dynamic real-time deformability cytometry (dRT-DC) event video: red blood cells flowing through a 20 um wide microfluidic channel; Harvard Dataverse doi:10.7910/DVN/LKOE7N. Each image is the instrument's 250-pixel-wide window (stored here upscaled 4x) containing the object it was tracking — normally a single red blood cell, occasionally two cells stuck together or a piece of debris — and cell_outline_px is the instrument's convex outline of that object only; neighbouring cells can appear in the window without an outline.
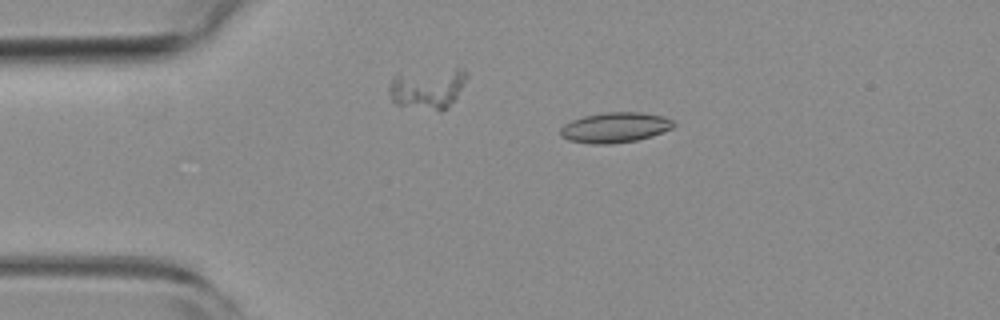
{"species": "common noctule bat (a hibernating species)", "species_latin": "Nyctalus noctula", "temperature_condition": "room temperature", "stored_images_in_passage": 55, "camera_frame_rate_fps": 3000, "um_per_image_px": 0.085, "animal": {"sex": "female", "body_mass_g": 19.3, "forearm_length_mm": 54.1}, "frame": {"image": 1, "passage_image": 11, "time_ms": 3.333, "image_size_px": [1000, 320], "cell_outline_px": [[676, 124], [672, 128], [652, 136], [636, 140], [612, 144], [592, 144], [568, 140], [560, 136], [560, 128], [564, 124], [572, 120], [584, 116], [604, 112], [640, 112], [664, 116], [672, 120]], "centroid_in_image_um": [52.27, 10.84], "position_along_channel_um": 32.7, "area_um2": 20.06}}
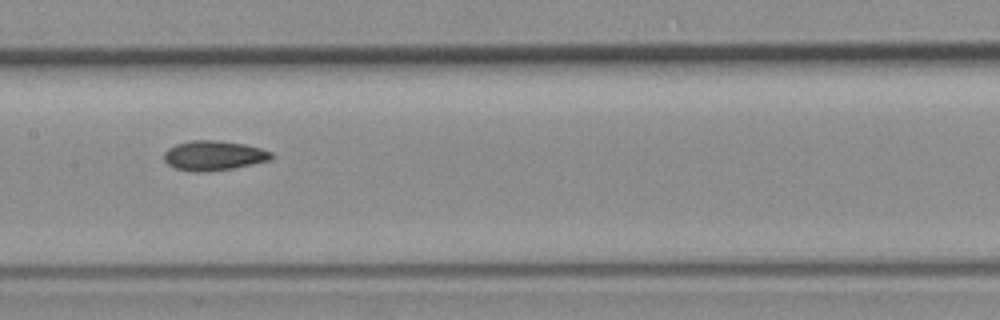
{"frame": {"image": 2, "passage_image": 27, "time_ms": 8.667, "image_size_px": [1000, 320], "cell_outline_px": [[272, 156], [268, 160], [252, 164], [232, 168], [204, 172], [192, 172], [172, 168], [164, 160], [164, 152], [168, 148], [176, 144], [192, 140], [216, 140], [244, 144], [260, 148], [272, 152]], "centroid_in_image_um": [18.11, 13.23], "position_along_channel_um": 189.3, "area_um2": 18.55}}
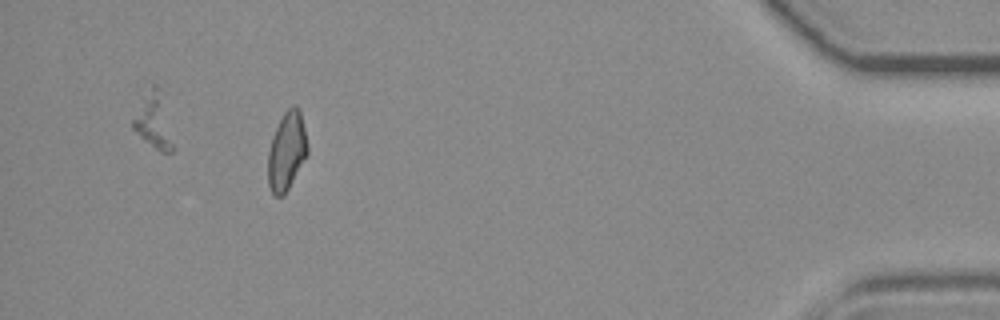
{"frame": {"image": 3, "passage_image": 50, "time_ms": 16.333, "image_size_px": [1000, 320], "cell_outline_px": [[308, 152], [284, 196], [276, 196], [272, 192], [268, 184], [268, 152], [272, 136], [284, 112], [292, 104], [296, 104], [300, 108], [308, 148]], "centroid_in_image_um": [24.36, 12.82], "position_along_channel_um": 410.8, "area_um2": 17.92}, "authors_computed_cell_mechanics": {"area_um2": 18.496, "velocity_mm_per_s": 3.7414, "shape_relaxation_time_tau1_ms": null, "shape_relaxation_time_tau2_ms": 3.7088, "deformation_change_tau1": null, "deformation_change_tau2": 0.0844}}